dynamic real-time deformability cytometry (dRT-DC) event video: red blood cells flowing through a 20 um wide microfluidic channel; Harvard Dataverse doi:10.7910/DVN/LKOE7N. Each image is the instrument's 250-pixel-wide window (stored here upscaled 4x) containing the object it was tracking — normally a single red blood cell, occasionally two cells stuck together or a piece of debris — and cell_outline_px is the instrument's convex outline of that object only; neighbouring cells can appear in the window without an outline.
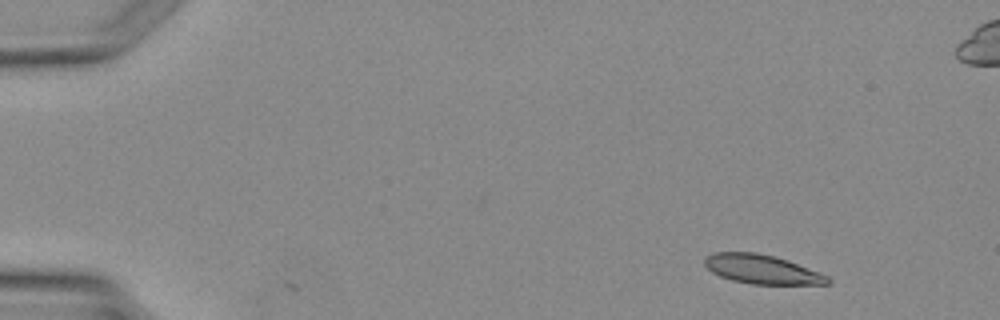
{"species": "Egyptian fruit bat (a non-hibernating species)", "species_latin": "Rousettus aegyptiacus", "temperature_condition": "warm", "stored_images_in_passage": 3, "camera_frame_rate_fps": 3000, "um_per_image_px": 0.085, "animal": {"sex": "female"}, "frame": {"image": 1, "passage_image": 1, "time_ms": 0.0, "image_size_px": [1000, 320], "cell_outline_px": [[832, 280], [828, 284], [752, 284], [732, 280], [720, 276], [712, 272], [704, 264], [704, 256], [712, 252], [756, 252], [788, 260], [828, 276]], "centroid_in_image_um": [64.73, 22.88], "position_along_channel_um": 20.3, "area_um2": 20.81}}